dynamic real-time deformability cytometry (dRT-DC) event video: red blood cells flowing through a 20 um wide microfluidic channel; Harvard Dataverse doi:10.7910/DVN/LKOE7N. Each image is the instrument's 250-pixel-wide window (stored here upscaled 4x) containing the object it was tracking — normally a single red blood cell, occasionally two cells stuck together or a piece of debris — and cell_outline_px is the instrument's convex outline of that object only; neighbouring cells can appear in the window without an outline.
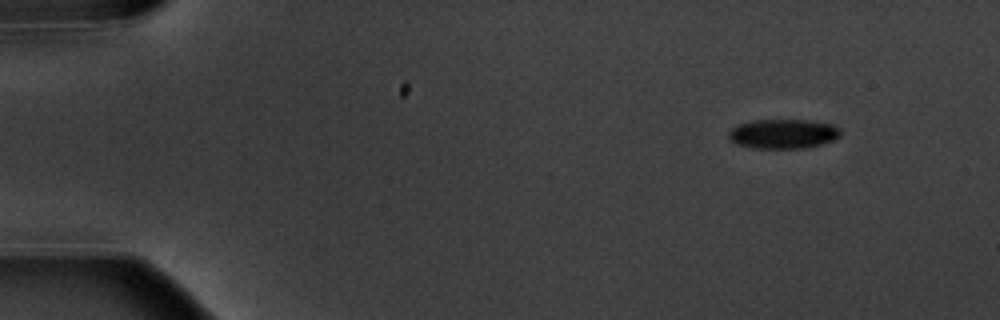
{"species": "common noctule bat (a hibernating species)", "species_latin": "Nyctalus noctula", "temperature_condition": "warm", "stored_images_in_passage": 6, "camera_frame_rate_fps": 3000, "um_per_image_px": 0.085, "animal": {"sex": "male", "body_mass_g": 20.1, "forearm_length_mm": 53.5}, "frame": {"image": 1, "passage_image": 1, "time_ms": 0.0, "image_size_px": [1000, 320], "cell_outline_px": [[840, 136], [832, 140], [808, 148], [756, 148], [736, 144], [728, 140], [728, 132], [736, 124], [756, 120], [808, 120], [836, 124], [840, 128]], "centroid_in_image_um": [66.56, 11.37], "position_along_channel_um": 18.4, "area_um2": 19.42}}
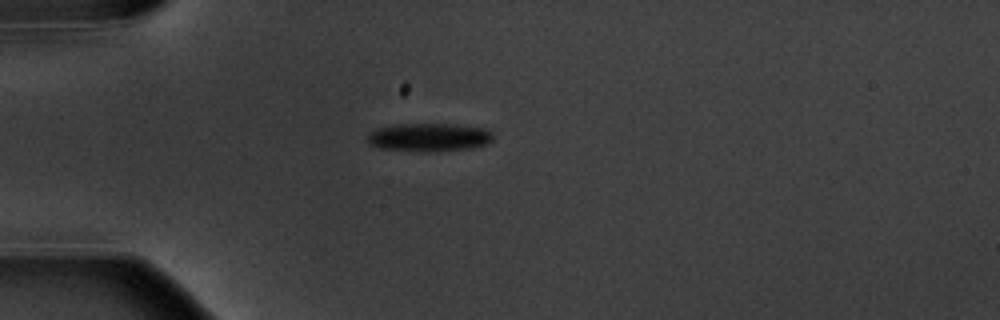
{"frame": {"image": 2, "passage_image": 4, "time_ms": 3.333, "image_size_px": [1000, 320], "cell_outline_px": [[492, 140], [484, 144], [472, 148], [428, 152], [420, 152], [376, 148], [368, 144], [368, 136], [376, 128], [400, 124], [452, 124], [488, 128], [492, 132]], "centroid_in_image_um": [36.46, 11.68], "position_along_channel_um": 48.5, "area_um2": 20.87}}